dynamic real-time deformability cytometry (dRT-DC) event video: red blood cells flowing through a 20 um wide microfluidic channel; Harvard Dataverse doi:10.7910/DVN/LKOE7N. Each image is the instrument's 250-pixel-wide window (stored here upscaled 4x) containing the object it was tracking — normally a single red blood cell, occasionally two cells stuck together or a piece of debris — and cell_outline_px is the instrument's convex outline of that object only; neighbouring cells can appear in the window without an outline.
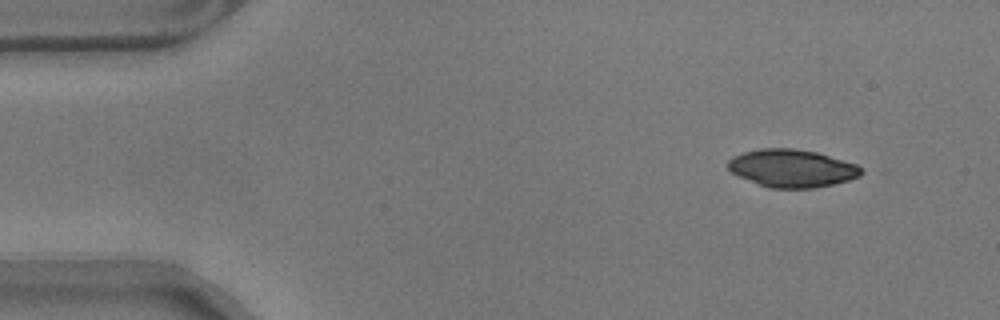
{"species": "common noctule bat (a hibernating species)", "species_latin": "Nyctalus noctula", "temperature_condition": "warm", "stored_images_in_passage": 52, "camera_frame_rate_fps": 3000, "um_per_image_px": 0.085, "animal": {"sex": "male", "body_mass_g": 17.9}, "frame": {"image": 1, "passage_image": 1, "time_ms": 0.0, "image_size_px": [1000, 320], "cell_outline_px": [[868, 172], [860, 176], [848, 180], [832, 184], [812, 188], [768, 188], [740, 176], [732, 172], [728, 168], [728, 160], [732, 156], [744, 152], [760, 148], [792, 148], [816, 152], [856, 164]], "centroid_in_image_um": [67.34, 14.3], "position_along_channel_um": 17.7, "area_um2": 29.25}}